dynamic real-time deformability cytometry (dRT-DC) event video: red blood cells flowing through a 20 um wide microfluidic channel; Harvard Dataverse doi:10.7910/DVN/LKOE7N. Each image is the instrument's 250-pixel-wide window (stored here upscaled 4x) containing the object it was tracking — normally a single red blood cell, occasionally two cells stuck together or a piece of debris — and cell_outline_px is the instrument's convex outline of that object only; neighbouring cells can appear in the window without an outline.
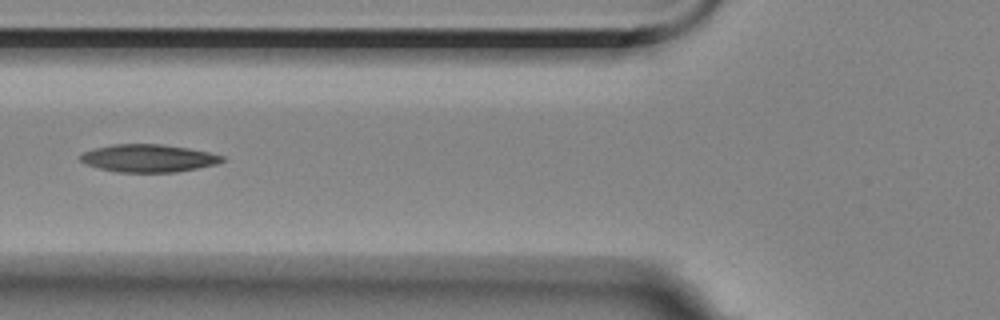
{"species": "Egyptian fruit bat (a non-hibernating species)", "species_latin": "Rousettus aegyptiacus", "temperature_condition": "room temperature", "stored_images_in_passage": 7, "camera_frame_rate_fps": 3000, "um_per_image_px": 0.085, "animal": {"sex": "female"}, "frame": {"image": 1, "passage_image": 5, "time_ms": 5.0, "image_size_px": [1000, 320], "cell_outline_px": [[224, 160], [216, 164], [176, 172], [116, 172], [100, 168], [88, 164], [80, 160], [80, 156], [84, 152], [92, 148], [112, 144], [160, 144], [188, 148], [208, 152], [224, 156]], "centroid_in_image_um": [12.6, 13.44], "position_along_channel_um": 113.2, "area_um2": 22.72}}
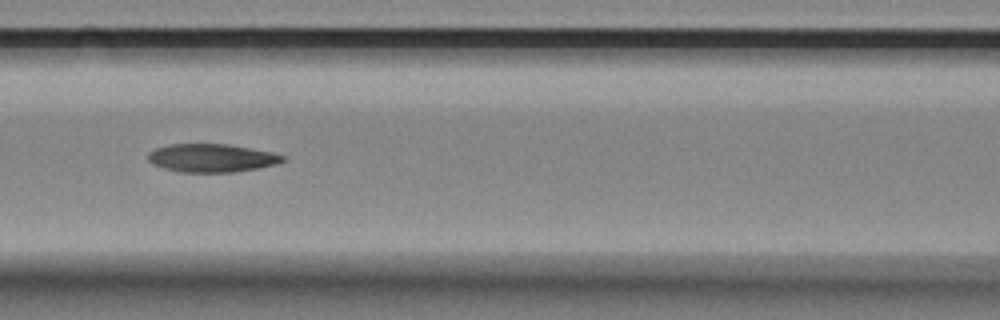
{"frame": {"image": 2, "passage_image": 6, "time_ms": 6.0, "image_size_px": [1000, 320], "cell_outline_px": [[288, 160], [276, 164], [260, 168], [232, 172], [180, 172], [164, 168], [152, 164], [148, 160], [148, 152], [156, 148], [168, 144], [228, 144], [272, 152], [288, 156]], "centroid_in_image_um": [18.03, 13.43], "position_along_channel_um": 148.6, "area_um2": 22.37}}
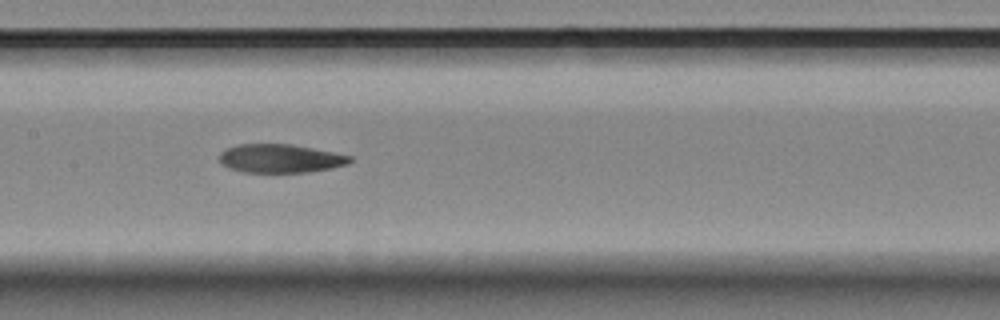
{"frame": {"image": 3, "passage_image": 7, "time_ms": 7.0, "image_size_px": [1000, 320], "cell_outline_px": [[352, 160], [348, 164], [332, 168], [308, 172], [244, 172], [228, 168], [220, 164], [220, 152], [228, 148], [240, 144], [292, 144], [352, 156]], "centroid_in_image_um": [23.82, 13.47], "position_along_channel_um": 183.6, "area_um2": 21.68}}